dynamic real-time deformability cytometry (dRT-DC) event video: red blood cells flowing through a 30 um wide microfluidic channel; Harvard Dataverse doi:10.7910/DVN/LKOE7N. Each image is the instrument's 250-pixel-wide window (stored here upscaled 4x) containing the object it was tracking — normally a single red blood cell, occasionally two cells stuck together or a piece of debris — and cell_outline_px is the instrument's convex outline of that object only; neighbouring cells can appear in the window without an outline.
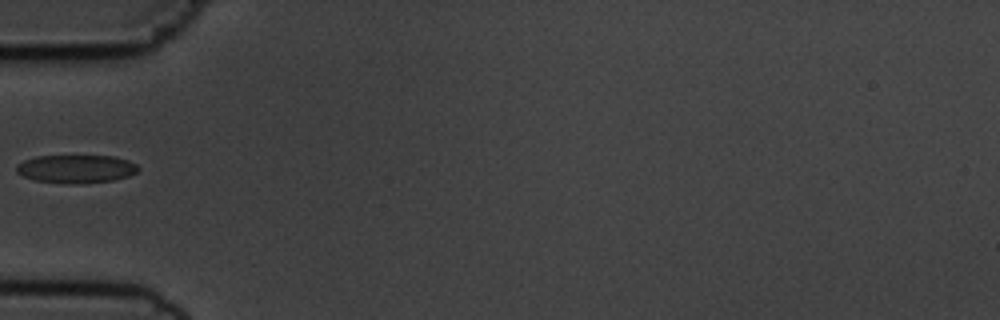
{"species": "common noctule bat (a hibernating species)", "species_latin": "Nyctalus noctula", "temperature_condition": "cold", "stored_images_in_passage": 37, "camera_frame_rate_fps": 3000, "um_per_image_px": 0.085, "animal": {"sex": "male", "body_mass_g": 19.5, "forearm_length_mm": 54.6}, "frame": {"image": 1, "passage_image": 1, "time_ms": 0.0, "image_size_px": [1000, 320], "cell_outline_px": [[140, 168], [136, 172], [128, 176], [112, 180], [76, 184], [68, 184], [36, 180], [24, 176], [16, 172], [16, 164], [24, 160], [36, 156], [112, 156], [128, 160], [136, 164]], "centroid_in_image_um": [6.46, 14.35], "position_along_channel_um": 78.5, "area_um2": 19.94}}
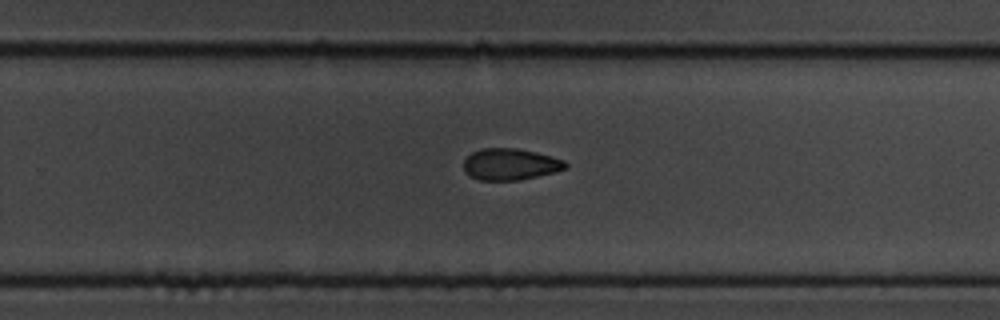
{"frame": {"image": 2, "passage_image": 18, "time_ms": 5.667, "image_size_px": [1000, 320], "cell_outline_px": [[568, 168], [520, 180], [480, 180], [464, 172], [464, 160], [472, 152], [480, 148], [516, 148], [536, 152], [552, 156], [564, 160], [568, 164]], "centroid_in_image_um": [43.37, 13.95], "position_along_channel_um": 286.4, "area_um2": 18.67}}
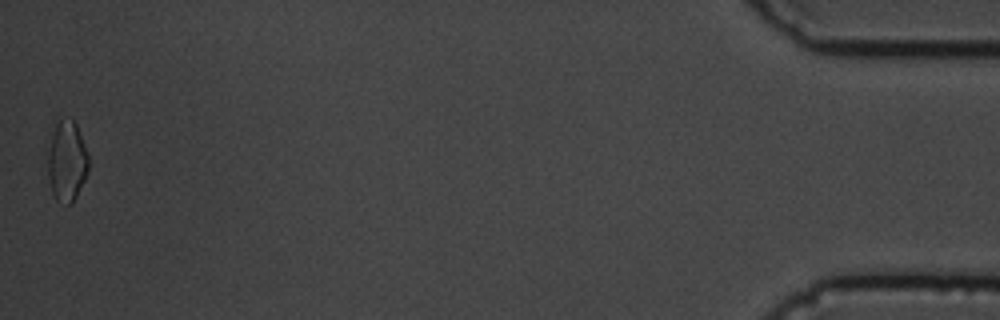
{"frame": {"image": 3, "passage_image": 37, "time_ms": 12.0, "image_size_px": [1000, 320], "cell_outline_px": [[88, 172], [72, 204], [68, 204], [56, 200], [52, 196], [48, 176], [48, 152], [56, 120], [72, 120], [76, 124], [88, 152]], "centroid_in_image_um": [5.68, 13.73], "position_along_channel_um": 429.5, "area_um2": 19.02}}